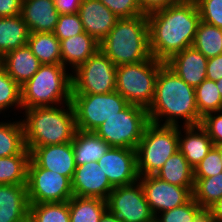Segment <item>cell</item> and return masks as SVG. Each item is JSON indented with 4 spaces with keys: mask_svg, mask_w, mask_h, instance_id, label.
I'll return each instance as SVG.
<instances>
[{
    "mask_svg": "<svg viewBox=\"0 0 222 222\" xmlns=\"http://www.w3.org/2000/svg\"><path fill=\"white\" fill-rule=\"evenodd\" d=\"M147 18L151 55L164 63L193 45L201 21L194 0H183L151 12Z\"/></svg>",
    "mask_w": 222,
    "mask_h": 222,
    "instance_id": "6da1fadb",
    "label": "cell"
},
{
    "mask_svg": "<svg viewBox=\"0 0 222 222\" xmlns=\"http://www.w3.org/2000/svg\"><path fill=\"white\" fill-rule=\"evenodd\" d=\"M147 112L149 121L158 125H198L202 119L196 106L195 88L166 64L158 72L154 99Z\"/></svg>",
    "mask_w": 222,
    "mask_h": 222,
    "instance_id": "7a4b0ae2",
    "label": "cell"
},
{
    "mask_svg": "<svg viewBox=\"0 0 222 222\" xmlns=\"http://www.w3.org/2000/svg\"><path fill=\"white\" fill-rule=\"evenodd\" d=\"M20 119L27 148L72 142L76 128L72 103L23 110Z\"/></svg>",
    "mask_w": 222,
    "mask_h": 222,
    "instance_id": "3957f363",
    "label": "cell"
},
{
    "mask_svg": "<svg viewBox=\"0 0 222 222\" xmlns=\"http://www.w3.org/2000/svg\"><path fill=\"white\" fill-rule=\"evenodd\" d=\"M99 49L116 66L151 59L147 14L119 18Z\"/></svg>",
    "mask_w": 222,
    "mask_h": 222,
    "instance_id": "277c9868",
    "label": "cell"
},
{
    "mask_svg": "<svg viewBox=\"0 0 222 222\" xmlns=\"http://www.w3.org/2000/svg\"><path fill=\"white\" fill-rule=\"evenodd\" d=\"M71 97L72 72L62 64H41L21 86L22 111L70 103Z\"/></svg>",
    "mask_w": 222,
    "mask_h": 222,
    "instance_id": "5b68a950",
    "label": "cell"
},
{
    "mask_svg": "<svg viewBox=\"0 0 222 222\" xmlns=\"http://www.w3.org/2000/svg\"><path fill=\"white\" fill-rule=\"evenodd\" d=\"M164 64L152 57L142 62L117 66L116 91L129 104L148 109L154 99L158 72Z\"/></svg>",
    "mask_w": 222,
    "mask_h": 222,
    "instance_id": "8992f818",
    "label": "cell"
},
{
    "mask_svg": "<svg viewBox=\"0 0 222 222\" xmlns=\"http://www.w3.org/2000/svg\"><path fill=\"white\" fill-rule=\"evenodd\" d=\"M178 147V126L150 122L136 148L139 176L155 175Z\"/></svg>",
    "mask_w": 222,
    "mask_h": 222,
    "instance_id": "52a82bcc",
    "label": "cell"
},
{
    "mask_svg": "<svg viewBox=\"0 0 222 222\" xmlns=\"http://www.w3.org/2000/svg\"><path fill=\"white\" fill-rule=\"evenodd\" d=\"M149 123L146 108L128 104L122 111L105 120L94 132L111 147L136 150Z\"/></svg>",
    "mask_w": 222,
    "mask_h": 222,
    "instance_id": "ba28073f",
    "label": "cell"
},
{
    "mask_svg": "<svg viewBox=\"0 0 222 222\" xmlns=\"http://www.w3.org/2000/svg\"><path fill=\"white\" fill-rule=\"evenodd\" d=\"M71 103L76 128L86 132H94L129 104L116 90L107 94H72Z\"/></svg>",
    "mask_w": 222,
    "mask_h": 222,
    "instance_id": "9c48e42d",
    "label": "cell"
},
{
    "mask_svg": "<svg viewBox=\"0 0 222 222\" xmlns=\"http://www.w3.org/2000/svg\"><path fill=\"white\" fill-rule=\"evenodd\" d=\"M116 68L99 49L72 72V94H107L115 91Z\"/></svg>",
    "mask_w": 222,
    "mask_h": 222,
    "instance_id": "30bf717a",
    "label": "cell"
},
{
    "mask_svg": "<svg viewBox=\"0 0 222 222\" xmlns=\"http://www.w3.org/2000/svg\"><path fill=\"white\" fill-rule=\"evenodd\" d=\"M26 186L29 203L66 202L74 196L68 177L38 167L31 160Z\"/></svg>",
    "mask_w": 222,
    "mask_h": 222,
    "instance_id": "8fae6325",
    "label": "cell"
},
{
    "mask_svg": "<svg viewBox=\"0 0 222 222\" xmlns=\"http://www.w3.org/2000/svg\"><path fill=\"white\" fill-rule=\"evenodd\" d=\"M106 202L107 209L122 222L155 221L139 181L131 185L114 187Z\"/></svg>",
    "mask_w": 222,
    "mask_h": 222,
    "instance_id": "7c38bea8",
    "label": "cell"
},
{
    "mask_svg": "<svg viewBox=\"0 0 222 222\" xmlns=\"http://www.w3.org/2000/svg\"><path fill=\"white\" fill-rule=\"evenodd\" d=\"M149 207L156 217L159 213L179 207L192 198L187 187L170 184L155 175L139 177Z\"/></svg>",
    "mask_w": 222,
    "mask_h": 222,
    "instance_id": "4fadbf2b",
    "label": "cell"
},
{
    "mask_svg": "<svg viewBox=\"0 0 222 222\" xmlns=\"http://www.w3.org/2000/svg\"><path fill=\"white\" fill-rule=\"evenodd\" d=\"M97 162L113 187L131 185L139 180L135 149L110 147Z\"/></svg>",
    "mask_w": 222,
    "mask_h": 222,
    "instance_id": "5bb4252c",
    "label": "cell"
},
{
    "mask_svg": "<svg viewBox=\"0 0 222 222\" xmlns=\"http://www.w3.org/2000/svg\"><path fill=\"white\" fill-rule=\"evenodd\" d=\"M71 186L74 196L103 200H107L109 193L114 189L96 161L76 166Z\"/></svg>",
    "mask_w": 222,
    "mask_h": 222,
    "instance_id": "9a60e30c",
    "label": "cell"
},
{
    "mask_svg": "<svg viewBox=\"0 0 222 222\" xmlns=\"http://www.w3.org/2000/svg\"><path fill=\"white\" fill-rule=\"evenodd\" d=\"M30 160L38 167L59 173L72 180L76 169L72 142L27 148Z\"/></svg>",
    "mask_w": 222,
    "mask_h": 222,
    "instance_id": "2e32d148",
    "label": "cell"
},
{
    "mask_svg": "<svg viewBox=\"0 0 222 222\" xmlns=\"http://www.w3.org/2000/svg\"><path fill=\"white\" fill-rule=\"evenodd\" d=\"M78 14L84 31L99 43L109 34L119 19L100 0H82Z\"/></svg>",
    "mask_w": 222,
    "mask_h": 222,
    "instance_id": "e0dca14e",
    "label": "cell"
},
{
    "mask_svg": "<svg viewBox=\"0 0 222 222\" xmlns=\"http://www.w3.org/2000/svg\"><path fill=\"white\" fill-rule=\"evenodd\" d=\"M208 59L193 46L173 55L165 64L188 85L196 88L206 79Z\"/></svg>",
    "mask_w": 222,
    "mask_h": 222,
    "instance_id": "ac0fdd59",
    "label": "cell"
},
{
    "mask_svg": "<svg viewBox=\"0 0 222 222\" xmlns=\"http://www.w3.org/2000/svg\"><path fill=\"white\" fill-rule=\"evenodd\" d=\"M30 33L54 32L60 13L53 0H23L21 13Z\"/></svg>",
    "mask_w": 222,
    "mask_h": 222,
    "instance_id": "d6986e66",
    "label": "cell"
},
{
    "mask_svg": "<svg viewBox=\"0 0 222 222\" xmlns=\"http://www.w3.org/2000/svg\"><path fill=\"white\" fill-rule=\"evenodd\" d=\"M178 148L194 168L214 146L211 138L200 125L178 126Z\"/></svg>",
    "mask_w": 222,
    "mask_h": 222,
    "instance_id": "ffe728a7",
    "label": "cell"
},
{
    "mask_svg": "<svg viewBox=\"0 0 222 222\" xmlns=\"http://www.w3.org/2000/svg\"><path fill=\"white\" fill-rule=\"evenodd\" d=\"M29 206L26 184L0 185V222H28Z\"/></svg>",
    "mask_w": 222,
    "mask_h": 222,
    "instance_id": "44dd1931",
    "label": "cell"
},
{
    "mask_svg": "<svg viewBox=\"0 0 222 222\" xmlns=\"http://www.w3.org/2000/svg\"><path fill=\"white\" fill-rule=\"evenodd\" d=\"M60 46L62 65L73 72L99 50L100 43L84 31L60 40Z\"/></svg>",
    "mask_w": 222,
    "mask_h": 222,
    "instance_id": "7402d4cb",
    "label": "cell"
},
{
    "mask_svg": "<svg viewBox=\"0 0 222 222\" xmlns=\"http://www.w3.org/2000/svg\"><path fill=\"white\" fill-rule=\"evenodd\" d=\"M0 64L20 86L24 85L41 65L27 44L6 53L0 59Z\"/></svg>",
    "mask_w": 222,
    "mask_h": 222,
    "instance_id": "603a6c76",
    "label": "cell"
},
{
    "mask_svg": "<svg viewBox=\"0 0 222 222\" xmlns=\"http://www.w3.org/2000/svg\"><path fill=\"white\" fill-rule=\"evenodd\" d=\"M110 147L95 132L77 129L72 141L75 165L79 166L88 162H97Z\"/></svg>",
    "mask_w": 222,
    "mask_h": 222,
    "instance_id": "cb8c5ba5",
    "label": "cell"
},
{
    "mask_svg": "<svg viewBox=\"0 0 222 222\" xmlns=\"http://www.w3.org/2000/svg\"><path fill=\"white\" fill-rule=\"evenodd\" d=\"M29 34L21 15L0 17V59L6 53L26 45Z\"/></svg>",
    "mask_w": 222,
    "mask_h": 222,
    "instance_id": "d4e9b609",
    "label": "cell"
},
{
    "mask_svg": "<svg viewBox=\"0 0 222 222\" xmlns=\"http://www.w3.org/2000/svg\"><path fill=\"white\" fill-rule=\"evenodd\" d=\"M155 176L170 184L187 187L191 192L193 191L194 168L179 150L166 160Z\"/></svg>",
    "mask_w": 222,
    "mask_h": 222,
    "instance_id": "484cf974",
    "label": "cell"
},
{
    "mask_svg": "<svg viewBox=\"0 0 222 222\" xmlns=\"http://www.w3.org/2000/svg\"><path fill=\"white\" fill-rule=\"evenodd\" d=\"M0 119V157L20 154L26 148L20 117Z\"/></svg>",
    "mask_w": 222,
    "mask_h": 222,
    "instance_id": "4316f807",
    "label": "cell"
},
{
    "mask_svg": "<svg viewBox=\"0 0 222 222\" xmlns=\"http://www.w3.org/2000/svg\"><path fill=\"white\" fill-rule=\"evenodd\" d=\"M27 45L41 64H62L60 41L53 32L30 33Z\"/></svg>",
    "mask_w": 222,
    "mask_h": 222,
    "instance_id": "83f0119b",
    "label": "cell"
},
{
    "mask_svg": "<svg viewBox=\"0 0 222 222\" xmlns=\"http://www.w3.org/2000/svg\"><path fill=\"white\" fill-rule=\"evenodd\" d=\"M29 161L27 147L20 154L0 157V185L27 184Z\"/></svg>",
    "mask_w": 222,
    "mask_h": 222,
    "instance_id": "f1b7e54d",
    "label": "cell"
},
{
    "mask_svg": "<svg viewBox=\"0 0 222 222\" xmlns=\"http://www.w3.org/2000/svg\"><path fill=\"white\" fill-rule=\"evenodd\" d=\"M21 113V86L7 74L5 68L0 64V116L2 118L20 117ZM18 114L20 115L18 116Z\"/></svg>",
    "mask_w": 222,
    "mask_h": 222,
    "instance_id": "f546056e",
    "label": "cell"
},
{
    "mask_svg": "<svg viewBox=\"0 0 222 222\" xmlns=\"http://www.w3.org/2000/svg\"><path fill=\"white\" fill-rule=\"evenodd\" d=\"M68 204L70 222H99L107 210V202L101 198L73 196Z\"/></svg>",
    "mask_w": 222,
    "mask_h": 222,
    "instance_id": "4dcf8cb0",
    "label": "cell"
},
{
    "mask_svg": "<svg viewBox=\"0 0 222 222\" xmlns=\"http://www.w3.org/2000/svg\"><path fill=\"white\" fill-rule=\"evenodd\" d=\"M192 46L207 59L222 54V29L200 21Z\"/></svg>",
    "mask_w": 222,
    "mask_h": 222,
    "instance_id": "1f68e13d",
    "label": "cell"
},
{
    "mask_svg": "<svg viewBox=\"0 0 222 222\" xmlns=\"http://www.w3.org/2000/svg\"><path fill=\"white\" fill-rule=\"evenodd\" d=\"M28 222H70L68 201L30 203Z\"/></svg>",
    "mask_w": 222,
    "mask_h": 222,
    "instance_id": "d6a6232c",
    "label": "cell"
},
{
    "mask_svg": "<svg viewBox=\"0 0 222 222\" xmlns=\"http://www.w3.org/2000/svg\"><path fill=\"white\" fill-rule=\"evenodd\" d=\"M192 198L201 207H210L222 198V172L207 178H194Z\"/></svg>",
    "mask_w": 222,
    "mask_h": 222,
    "instance_id": "836d02e7",
    "label": "cell"
},
{
    "mask_svg": "<svg viewBox=\"0 0 222 222\" xmlns=\"http://www.w3.org/2000/svg\"><path fill=\"white\" fill-rule=\"evenodd\" d=\"M195 100L201 117L211 112L222 111V96L213 80L205 79L195 88Z\"/></svg>",
    "mask_w": 222,
    "mask_h": 222,
    "instance_id": "e575fe53",
    "label": "cell"
},
{
    "mask_svg": "<svg viewBox=\"0 0 222 222\" xmlns=\"http://www.w3.org/2000/svg\"><path fill=\"white\" fill-rule=\"evenodd\" d=\"M201 206L191 198L182 206L159 213L155 222H193L195 212Z\"/></svg>",
    "mask_w": 222,
    "mask_h": 222,
    "instance_id": "d590c367",
    "label": "cell"
},
{
    "mask_svg": "<svg viewBox=\"0 0 222 222\" xmlns=\"http://www.w3.org/2000/svg\"><path fill=\"white\" fill-rule=\"evenodd\" d=\"M222 172L220 150L213 146L208 154L194 167V178H207Z\"/></svg>",
    "mask_w": 222,
    "mask_h": 222,
    "instance_id": "8d00e7d4",
    "label": "cell"
},
{
    "mask_svg": "<svg viewBox=\"0 0 222 222\" xmlns=\"http://www.w3.org/2000/svg\"><path fill=\"white\" fill-rule=\"evenodd\" d=\"M202 22L222 29V0H194Z\"/></svg>",
    "mask_w": 222,
    "mask_h": 222,
    "instance_id": "74e56055",
    "label": "cell"
},
{
    "mask_svg": "<svg viewBox=\"0 0 222 222\" xmlns=\"http://www.w3.org/2000/svg\"><path fill=\"white\" fill-rule=\"evenodd\" d=\"M83 25L78 13L60 14L56 24L54 35L60 40L83 33Z\"/></svg>",
    "mask_w": 222,
    "mask_h": 222,
    "instance_id": "f35d334b",
    "label": "cell"
},
{
    "mask_svg": "<svg viewBox=\"0 0 222 222\" xmlns=\"http://www.w3.org/2000/svg\"><path fill=\"white\" fill-rule=\"evenodd\" d=\"M119 18H132L144 15L138 0H100Z\"/></svg>",
    "mask_w": 222,
    "mask_h": 222,
    "instance_id": "ab89813d",
    "label": "cell"
},
{
    "mask_svg": "<svg viewBox=\"0 0 222 222\" xmlns=\"http://www.w3.org/2000/svg\"><path fill=\"white\" fill-rule=\"evenodd\" d=\"M200 125L205 129L214 146L222 144V111L204 115Z\"/></svg>",
    "mask_w": 222,
    "mask_h": 222,
    "instance_id": "60d3db41",
    "label": "cell"
},
{
    "mask_svg": "<svg viewBox=\"0 0 222 222\" xmlns=\"http://www.w3.org/2000/svg\"><path fill=\"white\" fill-rule=\"evenodd\" d=\"M183 0H138L140 8L144 14L166 8L170 5L177 4Z\"/></svg>",
    "mask_w": 222,
    "mask_h": 222,
    "instance_id": "b9f144b4",
    "label": "cell"
},
{
    "mask_svg": "<svg viewBox=\"0 0 222 222\" xmlns=\"http://www.w3.org/2000/svg\"><path fill=\"white\" fill-rule=\"evenodd\" d=\"M222 78V54L209 58L206 67V79L217 81Z\"/></svg>",
    "mask_w": 222,
    "mask_h": 222,
    "instance_id": "7bdbcfd3",
    "label": "cell"
},
{
    "mask_svg": "<svg viewBox=\"0 0 222 222\" xmlns=\"http://www.w3.org/2000/svg\"><path fill=\"white\" fill-rule=\"evenodd\" d=\"M23 0H0V17L20 15Z\"/></svg>",
    "mask_w": 222,
    "mask_h": 222,
    "instance_id": "ee69618b",
    "label": "cell"
},
{
    "mask_svg": "<svg viewBox=\"0 0 222 222\" xmlns=\"http://www.w3.org/2000/svg\"><path fill=\"white\" fill-rule=\"evenodd\" d=\"M60 14L78 13L82 0H53Z\"/></svg>",
    "mask_w": 222,
    "mask_h": 222,
    "instance_id": "f6af8a7d",
    "label": "cell"
},
{
    "mask_svg": "<svg viewBox=\"0 0 222 222\" xmlns=\"http://www.w3.org/2000/svg\"><path fill=\"white\" fill-rule=\"evenodd\" d=\"M193 222H217L210 207H200L194 214Z\"/></svg>",
    "mask_w": 222,
    "mask_h": 222,
    "instance_id": "bcb514c9",
    "label": "cell"
},
{
    "mask_svg": "<svg viewBox=\"0 0 222 222\" xmlns=\"http://www.w3.org/2000/svg\"><path fill=\"white\" fill-rule=\"evenodd\" d=\"M217 222H222V198L210 206Z\"/></svg>",
    "mask_w": 222,
    "mask_h": 222,
    "instance_id": "7dc6e473",
    "label": "cell"
},
{
    "mask_svg": "<svg viewBox=\"0 0 222 222\" xmlns=\"http://www.w3.org/2000/svg\"><path fill=\"white\" fill-rule=\"evenodd\" d=\"M99 222H122V221L107 209Z\"/></svg>",
    "mask_w": 222,
    "mask_h": 222,
    "instance_id": "c3c4849f",
    "label": "cell"
},
{
    "mask_svg": "<svg viewBox=\"0 0 222 222\" xmlns=\"http://www.w3.org/2000/svg\"><path fill=\"white\" fill-rule=\"evenodd\" d=\"M216 86L222 96V78L216 81Z\"/></svg>",
    "mask_w": 222,
    "mask_h": 222,
    "instance_id": "681fc988",
    "label": "cell"
},
{
    "mask_svg": "<svg viewBox=\"0 0 222 222\" xmlns=\"http://www.w3.org/2000/svg\"><path fill=\"white\" fill-rule=\"evenodd\" d=\"M220 150V158H221V164H222V144L217 146Z\"/></svg>",
    "mask_w": 222,
    "mask_h": 222,
    "instance_id": "f907efd6",
    "label": "cell"
}]
</instances>
